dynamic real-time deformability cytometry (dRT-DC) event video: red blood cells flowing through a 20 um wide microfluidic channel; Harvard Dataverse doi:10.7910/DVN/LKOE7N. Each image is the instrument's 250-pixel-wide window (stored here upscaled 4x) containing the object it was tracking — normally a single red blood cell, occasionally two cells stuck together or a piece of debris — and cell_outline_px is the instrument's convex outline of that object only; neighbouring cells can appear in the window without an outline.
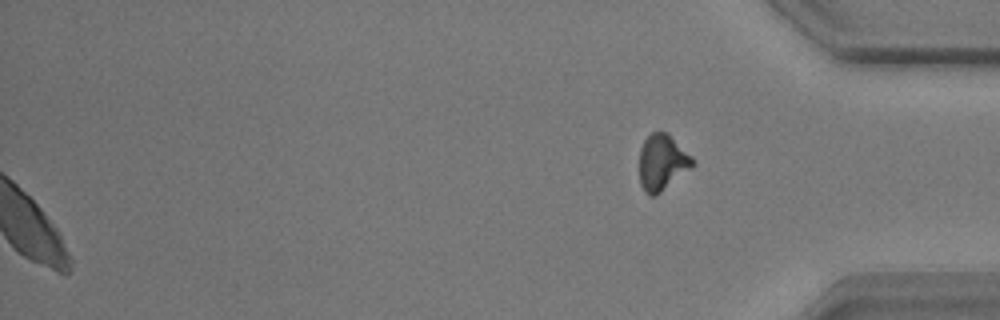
{"species": "common noctule bat (a hibernating species)", "species_latin": "Nyctalus noctula", "temperature_condition": "warm", "stored_images_in_passage": 53, "camera_frame_rate_fps": 3000, "um_per_image_px": 0.085, "animal": {"sex": "male", "body_mass_g": 17.9}, "frame": {"image": 1, "passage_image": 53, "time_ms": 17.333, "image_size_px": [1000, 320], "cell_outline_px": [[696, 164], [692, 168], [656, 196], [648, 196], [644, 192], [640, 184], [640, 148], [644, 140], [652, 132], [668, 132], [692, 156]], "centroid_in_image_um": [56.3, 13.82], "position_along_channel_um": 378.9, "area_um2": 17.63}}